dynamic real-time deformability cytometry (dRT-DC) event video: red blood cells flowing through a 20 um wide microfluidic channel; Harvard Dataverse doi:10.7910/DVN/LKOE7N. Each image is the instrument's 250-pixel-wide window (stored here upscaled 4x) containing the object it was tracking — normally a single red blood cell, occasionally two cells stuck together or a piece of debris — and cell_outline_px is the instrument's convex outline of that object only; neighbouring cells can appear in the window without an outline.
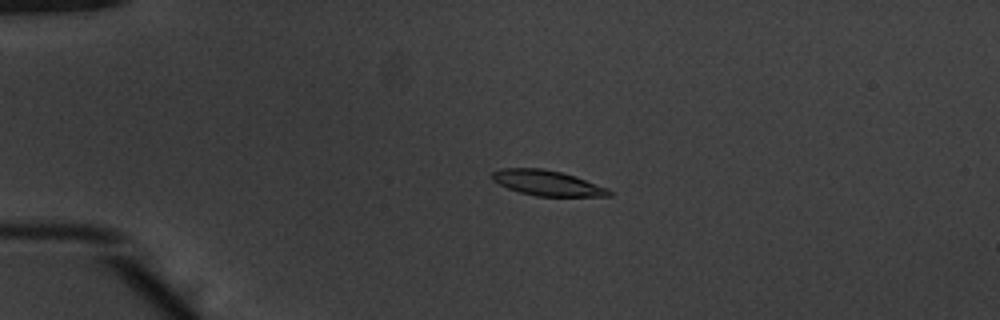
{"species": "common noctule bat (a hibernating species)", "species_latin": "Nyctalus noctula", "temperature_condition": "warm", "stored_images_in_passage": 54, "camera_frame_rate_fps": 3000, "um_per_image_px": 0.085, "animal": {"sex": "male", "body_mass_g": 20.1, "forearm_length_mm": 53.5}, "frame": {"image": 1, "passage_image": 14, "time_ms": 4.333, "image_size_px": [1000, 320], "cell_outline_px": [[612, 196], [536, 196], [520, 192], [508, 188], [492, 180], [492, 172], [500, 168], [540, 168], [560, 172], [608, 188], [612, 192]], "centroid_in_image_um": [46.49, 15.56], "position_along_channel_um": 38.5, "area_um2": 16.94}}
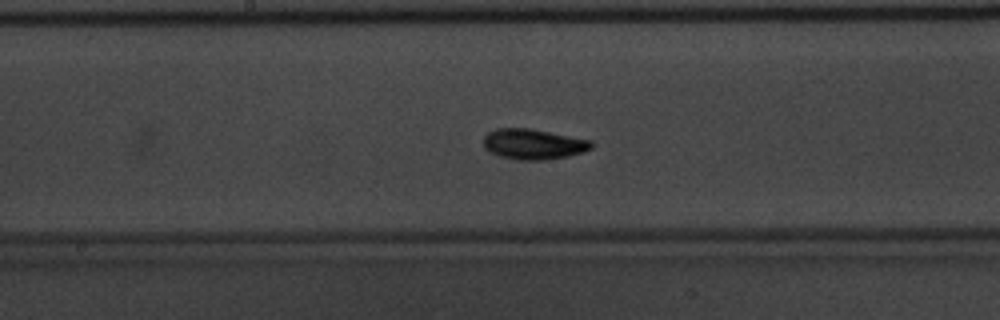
{"frame": {"image": 2, "passage_image": 30, "time_ms": 9.667, "image_size_px": [1000, 320], "cell_outline_px": [[592, 148], [584, 152], [568, 156], [544, 160], [516, 160], [500, 156], [488, 152], [484, 148], [484, 136], [488, 132], [496, 128], [528, 128], [592, 140]], "centroid_in_image_um": [45.32, 12.26], "position_along_channel_um": 202.9, "area_um2": 19.25}}
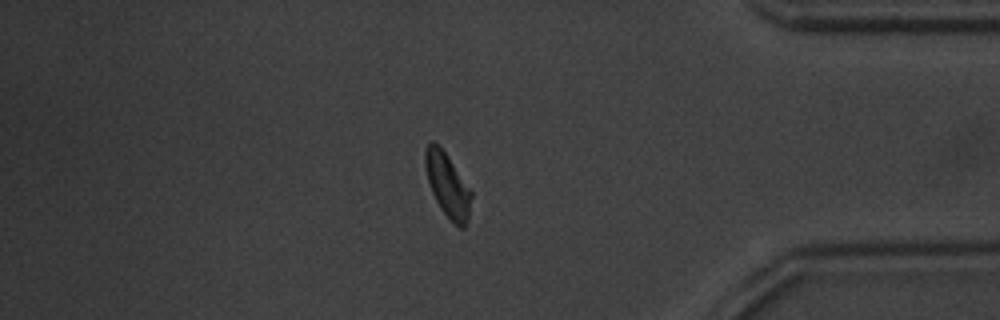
{"frame": {"image": 3, "passage_image": 47, "time_ms": 15.333, "image_size_px": [1000, 320], "cell_outline_px": [[472, 196], [468, 220], [464, 228], [460, 228], [440, 208], [432, 192], [428, 180], [424, 164], [424, 152], [428, 144], [432, 140], [444, 152], [472, 192]], "centroid_in_image_um": [38.04, 15.75], "position_along_channel_um": 397.2, "area_um2": 16.65}, "authors_computed_cell_mechanics": {"area_um2": 17.2822, "velocity_mm_per_s": 3.8668, "shape_relaxation_time_tau1_ms": 2.7169, "shape_relaxation_time_tau2_ms": 4.7078, "deformation_change_tau1": 0.1252, "deformation_change_tau2": 0.1002}}